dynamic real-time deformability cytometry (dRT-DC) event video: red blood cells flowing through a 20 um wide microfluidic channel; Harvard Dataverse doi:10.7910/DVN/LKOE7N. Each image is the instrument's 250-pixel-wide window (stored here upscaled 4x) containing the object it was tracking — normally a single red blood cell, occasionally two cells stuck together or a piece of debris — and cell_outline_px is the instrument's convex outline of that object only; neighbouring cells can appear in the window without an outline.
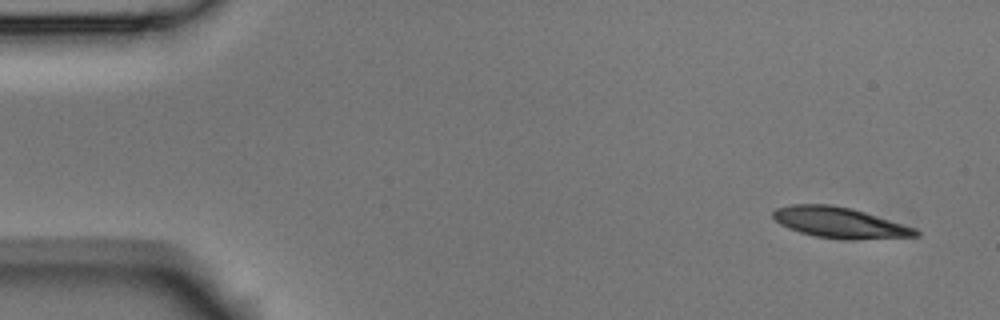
{"species": "Egyptian fruit bat (a non-hibernating species)", "species_latin": "Rousettus aegyptiacus", "temperature_condition": "room temperature", "stored_images_in_passage": 3, "camera_frame_rate_fps": 3000, "um_per_image_px": 0.085, "animal": {"sex": "male"}, "frame": {"image": 1, "passage_image": 1, "time_ms": 0.0, "image_size_px": [1000, 320], "cell_outline_px": [[920, 236], [856, 240], [844, 240], [816, 236], [800, 232], [788, 228], [780, 224], [772, 216], [772, 212], [776, 208], [792, 204], [828, 204], [852, 208], [916, 228], [920, 232]], "centroid_in_image_um": [71.39, 18.93], "position_along_channel_um": 13.6, "area_um2": 25.66}}